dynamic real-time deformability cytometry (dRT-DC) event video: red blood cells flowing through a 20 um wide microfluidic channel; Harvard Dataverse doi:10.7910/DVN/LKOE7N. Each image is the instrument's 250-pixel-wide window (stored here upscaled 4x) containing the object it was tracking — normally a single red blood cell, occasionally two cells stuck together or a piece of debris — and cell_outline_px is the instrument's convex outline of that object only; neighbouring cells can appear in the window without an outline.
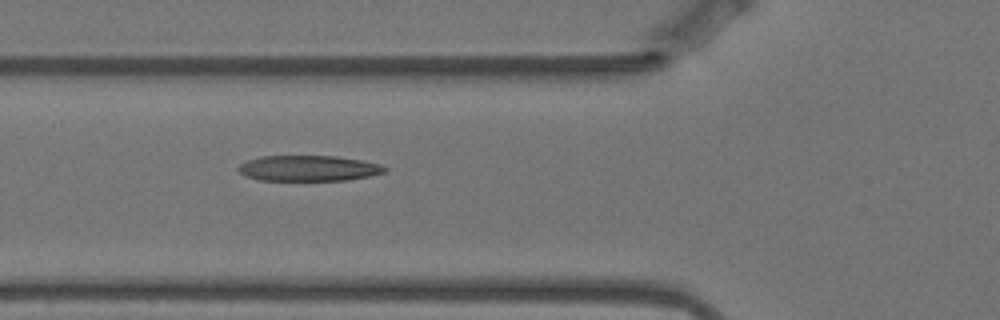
{"species": "Egyptian fruit bat (a non-hibernating species)", "species_latin": "Rousettus aegyptiacus", "temperature_condition": "warm", "stored_images_in_passage": 6, "camera_frame_rate_fps": 3000, "um_per_image_px": 0.085, "animal": {"sex": "female"}, "frame": {"image": 1, "passage_image": 6, "time_ms": 1.667, "image_size_px": [1000, 320], "cell_outline_px": [[388, 168], [384, 172], [368, 176], [348, 180], [260, 180], [248, 176], [240, 172], [236, 168], [240, 164], [248, 160], [260, 156], [336, 156], [360, 160], [380, 164]], "centroid_in_image_um": [26.22, 14.3], "position_along_channel_um": 99.6, "area_um2": 21.68}}